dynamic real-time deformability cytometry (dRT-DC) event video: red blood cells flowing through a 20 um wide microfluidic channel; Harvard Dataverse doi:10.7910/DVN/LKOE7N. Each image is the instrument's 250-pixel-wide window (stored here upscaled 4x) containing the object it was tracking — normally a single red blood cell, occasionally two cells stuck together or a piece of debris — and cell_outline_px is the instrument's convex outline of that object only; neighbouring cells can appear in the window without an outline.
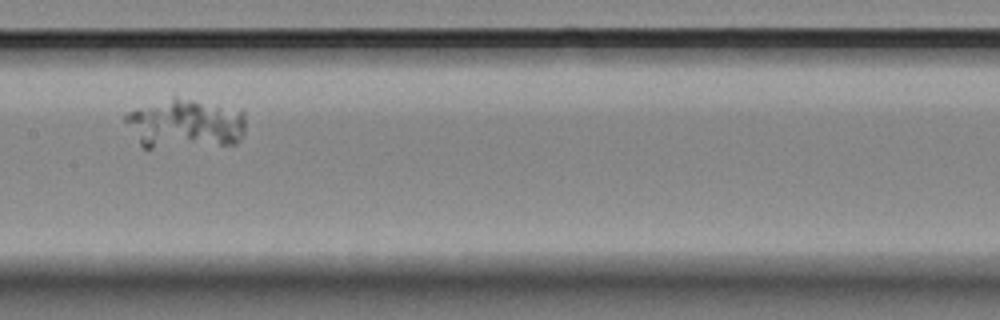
{"species": "Egyptian fruit bat (a non-hibernating species)", "species_latin": "Rousettus aegyptiacus", "temperature_condition": "room temperature", "stored_images_in_passage": 7, "camera_frame_rate_fps": 3000, "um_per_image_px": 0.085, "animal": {"sex": "female"}, "frame": {"image": 1, "passage_image": 5, "time_ms": 1.333, "image_size_px": [1000, 320], "cell_outline_px": [[244, 132], [240, 140], [236, 144], [152, 148], [144, 148], [140, 144], [124, 120], [124, 116], [128, 112], [136, 108], [172, 96], [176, 96], [244, 108]], "centroid_in_image_um": [15.79, 10.49], "position_along_channel_um": 191.6, "area_um2": 35.6}}